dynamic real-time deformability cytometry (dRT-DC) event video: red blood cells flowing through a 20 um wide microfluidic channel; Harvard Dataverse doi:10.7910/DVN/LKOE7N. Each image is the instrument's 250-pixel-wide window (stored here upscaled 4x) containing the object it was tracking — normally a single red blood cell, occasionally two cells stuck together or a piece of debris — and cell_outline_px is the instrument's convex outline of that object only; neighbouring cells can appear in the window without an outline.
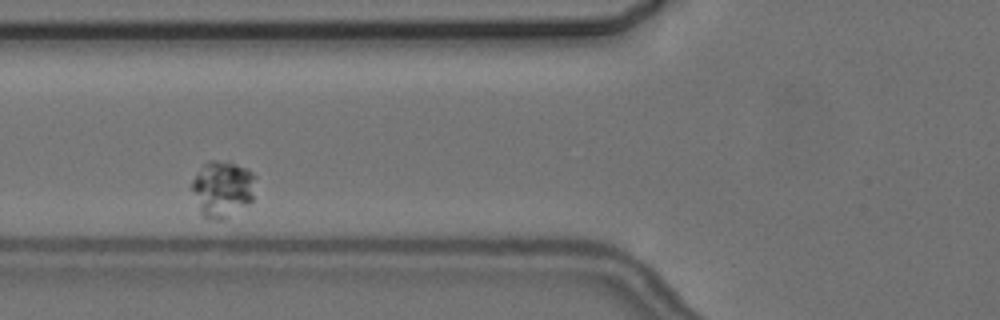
{"species": "common noctule bat (a hibernating species)", "species_latin": "Nyctalus noctula", "temperature_condition": "cold", "stored_images_in_passage": 5, "camera_frame_rate_fps": 3000, "um_per_image_px": 0.085, "animal": {"sex": "female", "body_mass_g": 24.6, "forearm_length_mm": 56.2}, "frame": {"image": 1, "passage_image": 3, "time_ms": 2.333, "image_size_px": [1000, 320], "cell_outline_px": [[256, 176], [252, 200], [224, 220], [208, 220], [200, 212], [192, 188], [192, 180], [196, 172], [208, 160], [228, 160], [248, 168]], "centroid_in_image_um": [18.92, 16.02], "position_along_channel_um": 106.9, "area_um2": 21.15}}
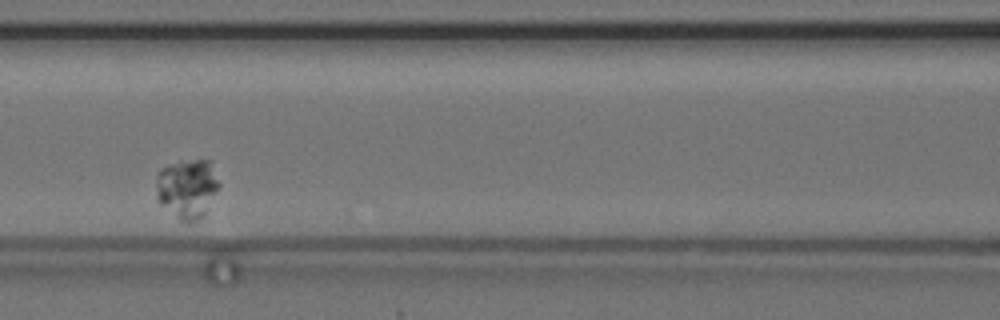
{"frame": {"image": 2, "passage_image": 4, "time_ms": 3.667, "image_size_px": [1000, 320], "cell_outline_px": [[220, 184], [216, 192], [204, 212], [196, 220], [180, 220], [160, 204], [156, 188], [156, 172], [160, 168], [168, 164], [192, 160], [212, 160]], "centroid_in_image_um": [15.9, 15.95], "position_along_channel_um": 150.7, "area_um2": 21.5}}